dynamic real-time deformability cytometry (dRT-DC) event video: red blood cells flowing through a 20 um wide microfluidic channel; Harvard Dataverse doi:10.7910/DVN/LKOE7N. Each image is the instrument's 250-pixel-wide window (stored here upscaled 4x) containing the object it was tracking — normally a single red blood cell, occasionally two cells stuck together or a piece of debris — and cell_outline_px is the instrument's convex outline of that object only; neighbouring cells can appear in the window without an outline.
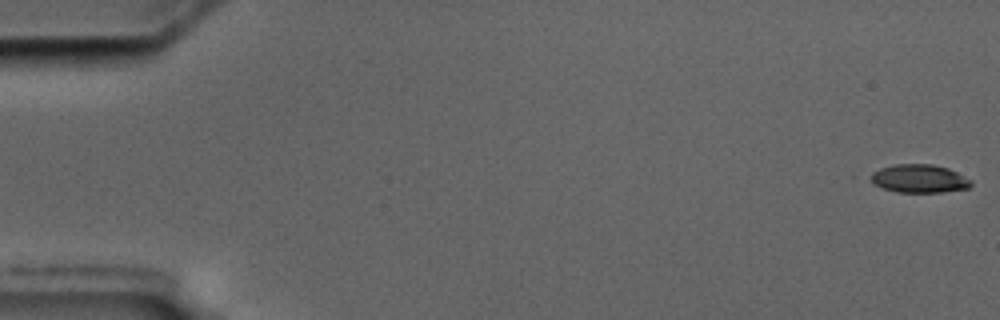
{"species": "common noctule bat (a hibernating species)", "species_latin": "Nyctalus noctula", "temperature_condition": "cold", "stored_images_in_passage": 7, "camera_frame_rate_fps": 3000, "um_per_image_px": 0.085, "animal": {"sex": "male", "body_mass_g": 17.5, "forearm_length_mm": 52.3}, "frame": {"image": 1, "passage_image": 1, "time_ms": 0.0, "image_size_px": [1000, 320], "cell_outline_px": [[972, 184], [968, 188], [944, 192], [896, 192], [872, 184], [864, 176], [880, 168], [896, 164], [932, 164], [948, 168], [972, 180]], "centroid_in_image_um": [78.06, 15.18], "position_along_channel_um": 6.9, "area_um2": 16.82}}
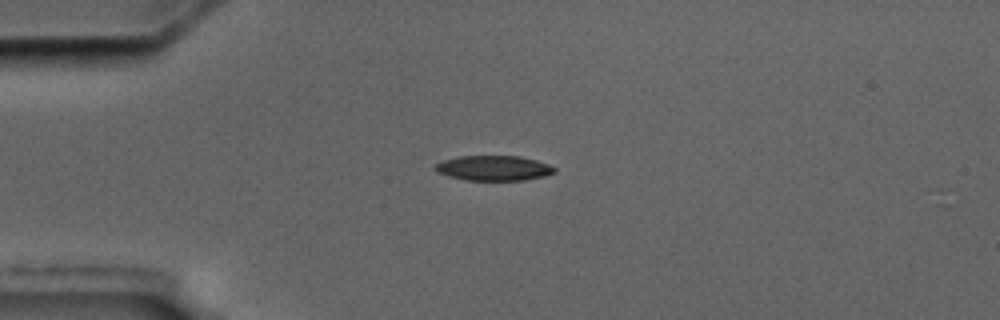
{"frame": {"image": 2, "passage_image": 5, "time_ms": 4.667, "image_size_px": [1000, 320], "cell_outline_px": [[556, 172], [544, 176], [524, 180], [464, 180], [448, 176], [436, 172], [432, 168], [436, 164], [444, 160], [460, 156], [520, 156], [536, 160], [548, 164], [556, 168]], "centroid_in_image_um": [41.95, 14.29], "position_along_channel_um": 43.1, "area_um2": 17.46}}
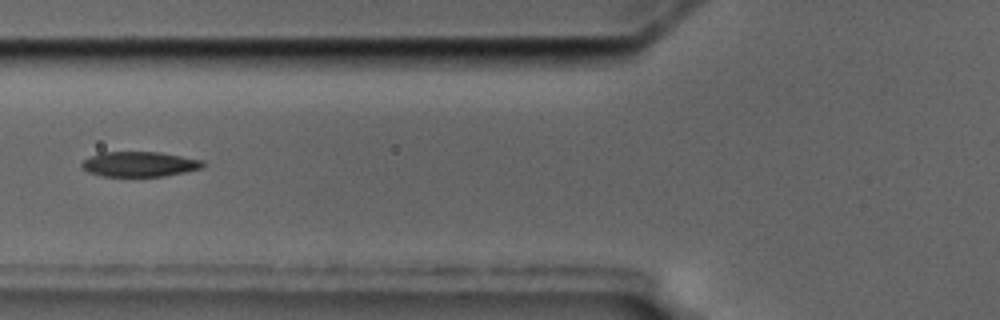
{"frame": {"image": 3, "passage_image": 7, "time_ms": 7.333, "image_size_px": [1000, 320], "cell_outline_px": [[204, 164], [200, 168], [184, 172], [164, 176], [100, 176], [88, 172], [80, 168], [80, 164], [84, 160], [100, 152], [160, 152], [204, 160]], "centroid_in_image_um": [11.82, 13.95], "position_along_channel_um": 114.0, "area_um2": 17.69}}